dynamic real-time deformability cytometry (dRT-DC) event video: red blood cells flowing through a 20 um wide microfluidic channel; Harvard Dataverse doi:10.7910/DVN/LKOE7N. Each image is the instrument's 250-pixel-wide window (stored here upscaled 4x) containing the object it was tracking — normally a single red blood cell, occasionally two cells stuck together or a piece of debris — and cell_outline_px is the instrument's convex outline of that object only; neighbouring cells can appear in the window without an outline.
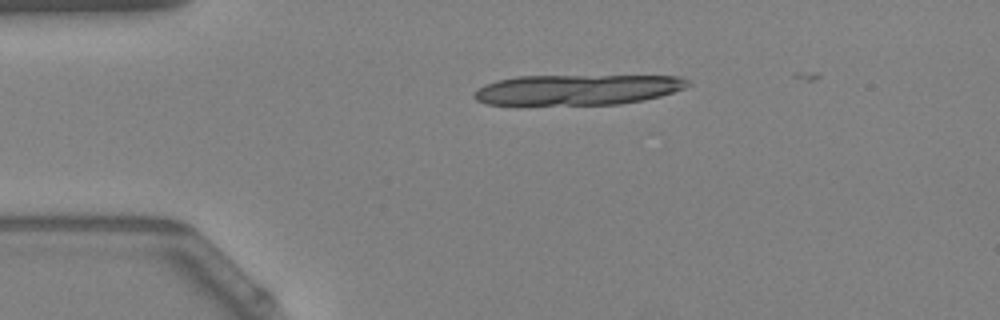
{"species": "Egyptian fruit bat (a non-hibernating species)", "species_latin": "Rousettus aegyptiacus", "temperature_condition": "warm", "stored_images_in_passage": 8, "camera_frame_rate_fps": 3000, "um_per_image_px": 0.085, "animal": {"sex": "female"}, "frame": {"image": 1, "passage_image": 1, "time_ms": 0.0, "image_size_px": [1000, 320], "cell_outline_px": [[688, 84], [684, 88], [660, 96], [644, 100], [620, 104], [488, 104], [476, 100], [472, 96], [484, 84], [496, 80], [516, 76], [680, 76], [688, 80]], "centroid_in_image_um": [49.07, 7.61], "position_along_channel_um": 35.9, "area_um2": 37.57}}